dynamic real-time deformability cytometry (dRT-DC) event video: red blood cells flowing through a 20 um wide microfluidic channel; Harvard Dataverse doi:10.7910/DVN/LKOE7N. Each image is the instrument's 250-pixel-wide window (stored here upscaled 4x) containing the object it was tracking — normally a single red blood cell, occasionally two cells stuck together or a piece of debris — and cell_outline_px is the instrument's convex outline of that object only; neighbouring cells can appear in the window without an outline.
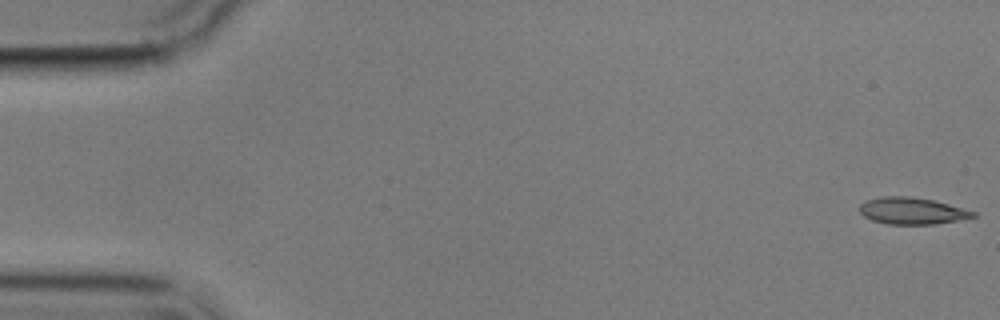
{"species": "common noctule bat (a hibernating species)", "species_latin": "Nyctalus noctula", "temperature_condition": "cold", "stored_images_in_passage": 4, "segment_of_instrument_passage": [2, 2], "camera_frame_rate_fps": 3000, "um_per_image_px": 0.085, "animal": {"sex": "male", "body_mass_g": 17.9}, "frame": {"image": 1, "passage_image": 4, "time_ms": 3.667, "image_size_px": [1000, 320], "cell_outline_px": [[976, 216], [936, 224], [888, 224], [872, 220], [864, 216], [860, 212], [860, 204], [864, 200], [884, 196], [908, 196], [932, 200], [948, 204], [976, 212]], "centroid_in_image_um": [77.48, 17.92], "position_along_channel_um": 7.5, "area_um2": 17.51}}